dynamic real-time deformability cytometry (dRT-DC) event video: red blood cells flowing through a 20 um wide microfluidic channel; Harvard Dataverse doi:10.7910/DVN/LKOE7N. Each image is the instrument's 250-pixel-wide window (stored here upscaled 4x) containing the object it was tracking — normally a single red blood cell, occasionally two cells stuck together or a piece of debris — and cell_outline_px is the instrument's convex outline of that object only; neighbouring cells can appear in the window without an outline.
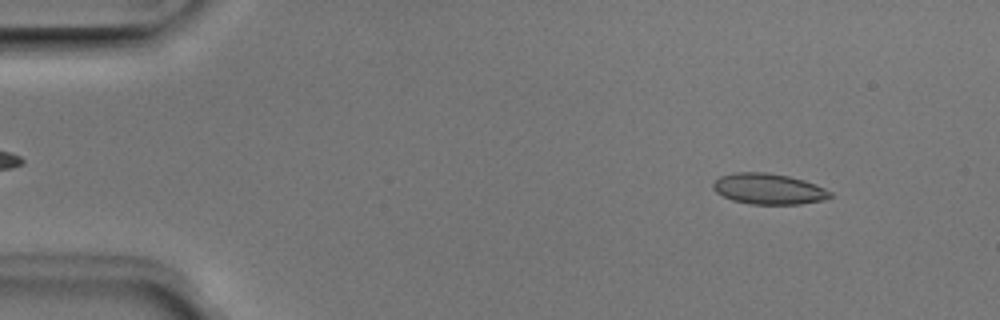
{"species": "Egyptian fruit bat (a non-hibernating species)", "species_latin": "Rousettus aegyptiacus", "temperature_condition": "room temperature", "stored_images_in_passage": 51, "camera_frame_rate_fps": 3000, "um_per_image_px": 0.085, "animal": {"sex": "male"}, "frame": {"image": 1, "passage_image": 5, "time_ms": 1.333, "image_size_px": [1000, 320], "cell_outline_px": [[832, 196], [824, 200], [800, 204], [752, 204], [732, 200], [716, 192], [712, 188], [712, 184], [720, 176], [732, 172], [768, 172], [788, 176], [804, 180], [816, 184], [832, 192]], "centroid_in_image_um": [65.33, 16.05], "position_along_channel_um": 19.7, "area_um2": 21.1}}
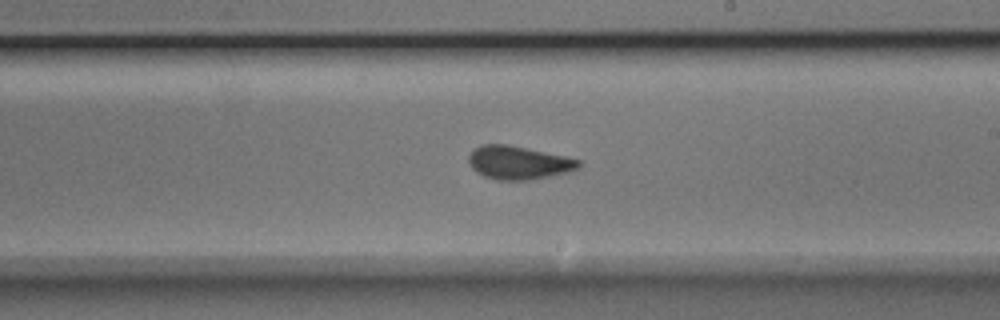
{"frame": {"image": 2, "passage_image": 29, "time_ms": 9.333, "image_size_px": [1000, 320], "cell_outline_px": [[580, 168], [568, 172], [532, 180], [496, 180], [484, 176], [476, 172], [472, 168], [468, 160], [468, 156], [472, 148], [480, 144], [508, 144], [564, 156], [580, 160]], "centroid_in_image_um": [44.04, 13.82], "position_along_channel_um": 245.0, "area_um2": 21.56}}
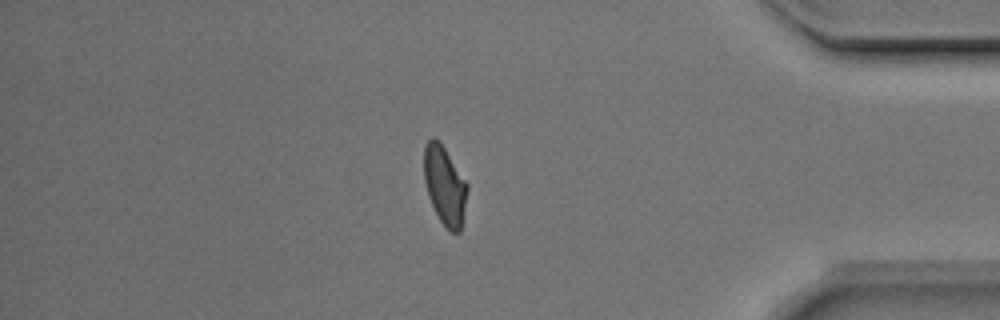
{"frame": {"image": 3, "passage_image": 43, "time_ms": 14.0, "image_size_px": [1000, 320], "cell_outline_px": [[468, 188], [460, 232], [448, 232], [440, 220], [428, 196], [424, 180], [424, 144], [432, 136], [436, 136], [440, 140], [468, 184]], "centroid_in_image_um": [37.79, 15.72], "position_along_channel_um": 397.4, "area_um2": 20.0}, "authors_computed_cell_mechanics": {"area_um2": 20.7502, "velocity_mm_per_s": 3.9504, "shape_relaxation_time_tau1_ms": 4.731, "shape_relaxation_time_tau2_ms": 1.1117, "deformation_change_tau1": 0.1358, "deformation_change_tau2": 0.0745}}